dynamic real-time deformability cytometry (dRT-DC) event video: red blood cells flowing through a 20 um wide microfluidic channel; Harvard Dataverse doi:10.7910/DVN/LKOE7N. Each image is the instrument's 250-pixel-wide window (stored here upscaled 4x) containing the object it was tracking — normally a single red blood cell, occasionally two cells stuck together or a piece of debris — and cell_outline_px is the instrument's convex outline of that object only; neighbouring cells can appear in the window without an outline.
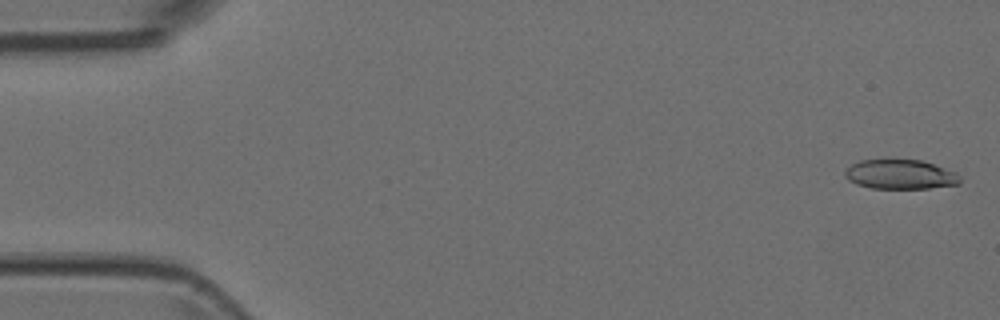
{"species": "Egyptian fruit bat (a non-hibernating species)", "species_latin": "Rousettus aegyptiacus", "temperature_condition": "room temperature", "stored_images_in_passage": 5, "camera_frame_rate_fps": 3000, "um_per_image_px": 0.085, "animal": {"sex": "female"}, "frame": {"image": 1, "passage_image": 1, "time_ms": 0.0, "image_size_px": [1000, 320], "cell_outline_px": [[960, 184], [928, 188], [872, 188], [856, 184], [848, 180], [844, 176], [844, 172], [852, 164], [860, 160], [884, 156], [892, 156], [920, 160], [956, 172], [960, 176]], "centroid_in_image_um": [76.47, 14.77], "position_along_channel_um": 8.5, "area_um2": 20.58}}
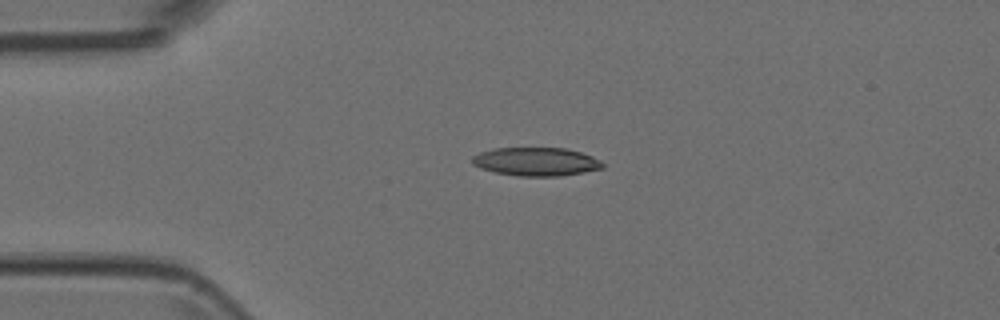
{"frame": {"image": 2, "passage_image": 4, "time_ms": 1.0, "image_size_px": [1000, 320], "cell_outline_px": [[604, 168], [584, 172], [560, 176], [520, 176], [496, 172], [480, 168], [472, 164], [472, 156], [480, 152], [496, 148], [564, 148], [580, 152], [592, 156], [600, 160], [604, 164]], "centroid_in_image_um": [45.58, 13.74], "position_along_channel_um": 39.4, "area_um2": 21.56}}